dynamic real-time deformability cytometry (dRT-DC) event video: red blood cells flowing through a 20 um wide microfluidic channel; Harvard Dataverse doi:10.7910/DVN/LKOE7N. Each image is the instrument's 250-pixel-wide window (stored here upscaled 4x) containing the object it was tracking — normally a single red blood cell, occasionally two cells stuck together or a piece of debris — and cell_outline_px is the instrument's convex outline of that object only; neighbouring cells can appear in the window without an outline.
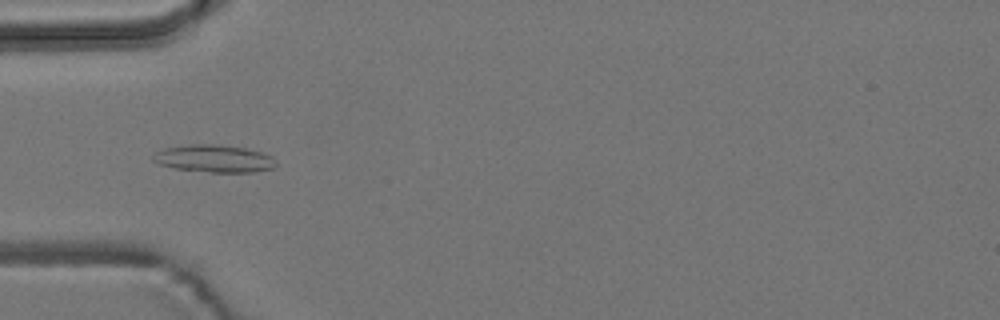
{"species": "common noctule bat (a hibernating species)", "species_latin": "Nyctalus noctula", "temperature_condition": "room temperature", "stored_images_in_passage": 45, "camera_frame_rate_fps": 3000, "um_per_image_px": 0.085, "animal": {"sex": "male", "body_mass_g": 19.2, "forearm_length_mm": 51.8}, "frame": {"image": 1, "passage_image": 8, "time_ms": 2.333, "image_size_px": [1000, 320], "cell_outline_px": [[276, 164], [272, 168], [252, 172], [212, 172], [176, 168], [160, 164], [152, 160], [152, 156], [156, 152], [164, 148], [192, 144], [220, 144], [244, 148], [260, 152], [272, 156], [276, 160]], "centroid_in_image_um": [18.2, 13.47], "position_along_channel_um": 66.8, "area_um2": 19.48}}
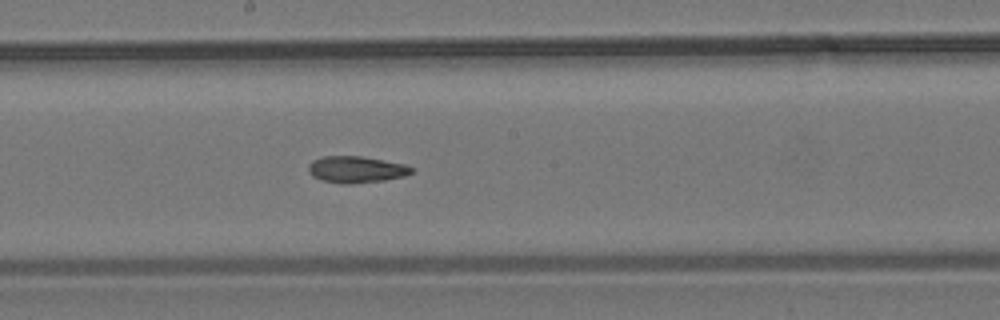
{"frame": {"image": 2, "passage_image": 20, "time_ms": 6.333, "image_size_px": [1000, 320], "cell_outline_px": [[416, 168], [412, 172], [404, 176], [384, 180], [348, 184], [344, 184], [320, 180], [312, 176], [308, 172], [308, 164], [312, 160], [324, 156], [360, 156], [404, 164]], "centroid_in_image_um": [30.25, 14.4], "position_along_channel_um": 218.0, "area_um2": 16.01}}
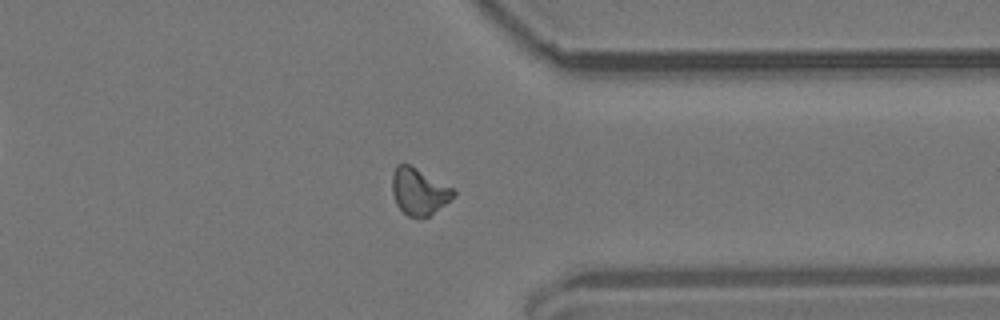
{"frame": {"image": 3, "passage_image": 33, "time_ms": 10.667, "image_size_px": [1000, 320], "cell_outline_px": [[456, 196], [428, 216], [408, 216], [396, 204], [392, 192], [392, 172], [396, 164], [408, 164], [416, 168], [452, 188], [456, 192]], "centroid_in_image_um": [35.59, 16.26], "position_along_channel_um": 375.8, "area_um2": 16.36}, "authors_computed_cell_mechanics": {"area_um2": 16.0106, "velocity_mm_per_s": 3.7655, "shape_relaxation_time_tau1_ms": null, "shape_relaxation_time_tau2_ms": 4.2612, "deformation_change_tau1": null, "deformation_change_tau2": 0.1128}}